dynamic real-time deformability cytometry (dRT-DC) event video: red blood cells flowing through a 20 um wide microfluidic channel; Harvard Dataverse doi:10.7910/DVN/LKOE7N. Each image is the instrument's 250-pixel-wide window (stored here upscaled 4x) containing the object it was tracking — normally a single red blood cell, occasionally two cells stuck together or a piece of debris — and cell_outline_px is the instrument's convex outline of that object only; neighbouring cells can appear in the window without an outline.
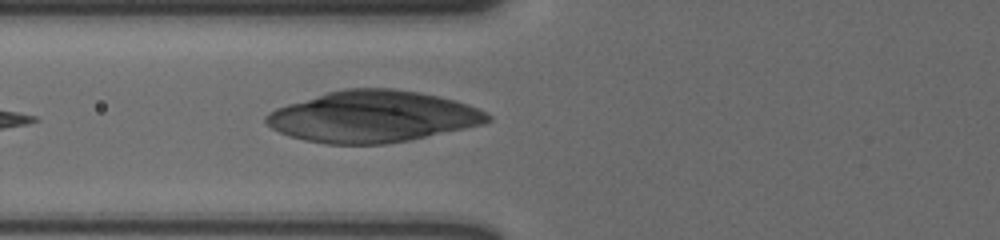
{"species": "human", "species_latin": "Homo sapiens", "temperature_condition": "cold", "stored_images_in_passage": 8, "camera_frame_rate_fps": 3000, "um_per_image_px": 0.085, "donor": {"sex": "male"}, "frame": {"image": 1, "passage_image": 8, "time_ms": 2.333, "image_size_px": [1000, 240], "cell_outline_px": [[492, 120], [484, 124], [408, 140], [384, 144], [328, 144], [304, 140], [288, 136], [272, 128], [264, 120], [264, 116], [268, 112], [276, 108], [288, 104], [328, 92], [344, 88], [392, 88], [420, 92], [440, 96], [456, 100], [468, 104], [492, 116]], "centroid_in_image_um": [31.68, 9.9], "position_along_channel_um": 94.1, "area_um2": 66.3}}